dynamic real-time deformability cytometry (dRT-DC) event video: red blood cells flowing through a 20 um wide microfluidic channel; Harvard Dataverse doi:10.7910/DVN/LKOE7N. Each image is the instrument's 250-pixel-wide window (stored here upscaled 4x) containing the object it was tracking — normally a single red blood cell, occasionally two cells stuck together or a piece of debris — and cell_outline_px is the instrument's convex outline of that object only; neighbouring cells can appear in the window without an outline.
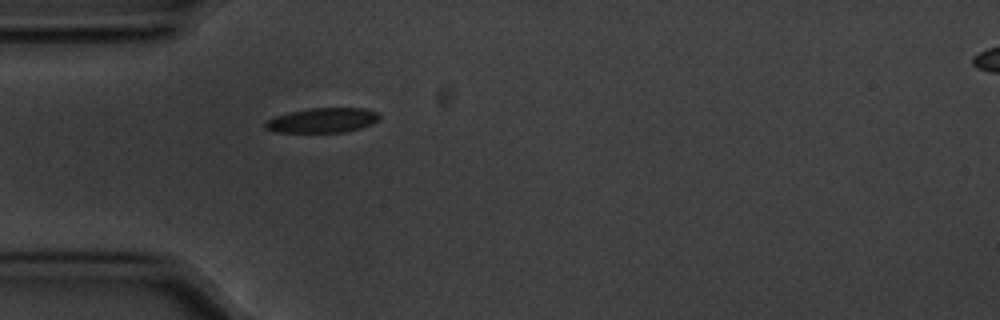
{"species": "common noctule bat (a hibernating species)", "species_latin": "Nyctalus noctula", "temperature_condition": "cold", "stored_images_in_passage": 36, "camera_frame_rate_fps": 3000, "um_per_image_px": 0.085, "animal": {"sex": "male", "body_mass_g": 20.1, "forearm_length_mm": 53.5}, "frame": {"image": 1, "passage_image": 1, "time_ms": 0.0, "image_size_px": [1000, 320], "cell_outline_px": [[380, 120], [372, 124], [360, 128], [344, 132], [272, 132], [264, 128], [264, 124], [268, 120], [276, 116], [288, 112], [312, 108], [364, 108], [376, 112], [380, 116]], "centroid_in_image_um": [27.41, 10.23], "position_along_channel_um": 57.6, "area_um2": 16.47}}
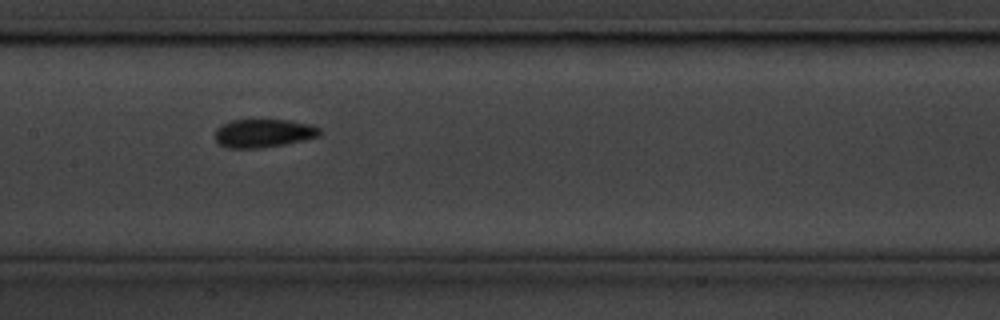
{"frame": {"image": 2, "passage_image": 12, "time_ms": 3.667, "image_size_px": [1000, 320], "cell_outline_px": [[320, 136], [304, 140], [284, 144], [260, 148], [228, 148], [220, 144], [216, 140], [216, 128], [232, 120], [288, 120], [312, 124], [320, 128]], "centroid_in_image_um": [22.43, 11.32], "position_along_channel_um": 185.0, "area_um2": 17.22}}
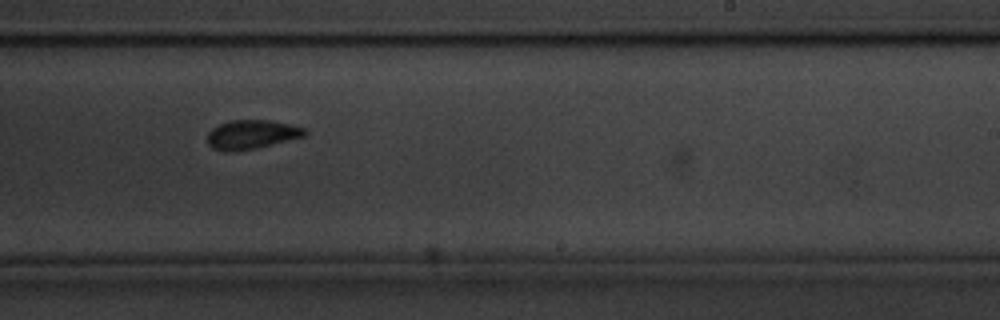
{"frame": {"image": 3, "passage_image": 19, "time_ms": 6.0, "image_size_px": [1000, 320], "cell_outline_px": [[308, 132], [304, 136], [256, 148], [232, 152], [224, 152], [212, 148], [208, 144], [208, 132], [212, 128], [220, 124], [232, 120], [268, 120], [288, 124], [304, 128]], "centroid_in_image_um": [21.35, 11.44], "position_along_channel_um": 267.7, "area_um2": 16.36}, "authors_computed_cell_mechanics": {"area_um2": 16.3574, "velocity_mm_per_s": 3.5522, "shape_relaxation_time_tau1_ms": 4.7534, "shape_relaxation_time_tau2_ms": 5.954, "deformation_change_tau1": 0.118, "deformation_change_tau2": 0.1069}}